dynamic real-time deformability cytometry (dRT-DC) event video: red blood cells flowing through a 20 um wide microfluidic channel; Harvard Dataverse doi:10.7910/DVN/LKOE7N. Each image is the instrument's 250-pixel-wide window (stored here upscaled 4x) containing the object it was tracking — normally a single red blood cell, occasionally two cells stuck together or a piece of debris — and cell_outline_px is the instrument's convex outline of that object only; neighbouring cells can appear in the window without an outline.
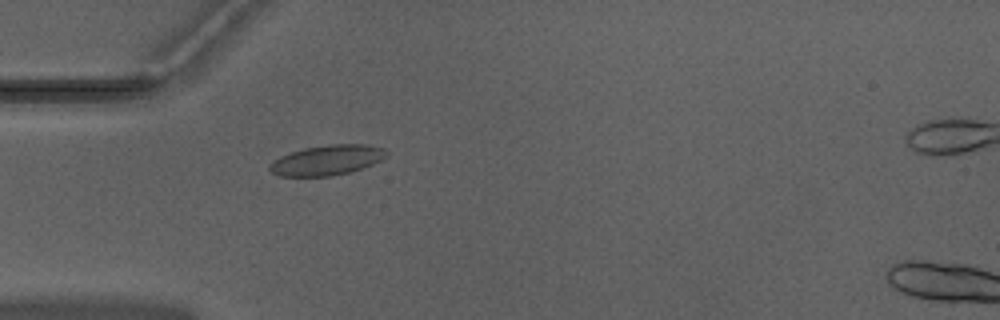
{"species": "Egyptian fruit bat (a non-hibernating species)", "species_latin": "Rousettus aegyptiacus", "temperature_condition": "warm", "stored_images_in_passage": 33, "camera_frame_rate_fps": 3000, "um_per_image_px": 0.085, "animal": {"sex": "male"}, "frame": {"image": 1, "passage_image": 2, "time_ms": 0.333, "image_size_px": [1000, 320], "cell_outline_px": [[388, 156], [372, 164], [348, 172], [332, 176], [280, 176], [272, 172], [268, 168], [268, 164], [272, 160], [280, 156], [304, 148], [328, 144], [368, 144], [384, 148], [388, 152]], "centroid_in_image_um": [27.79, 13.6], "position_along_channel_um": 57.2, "area_um2": 20.52}}
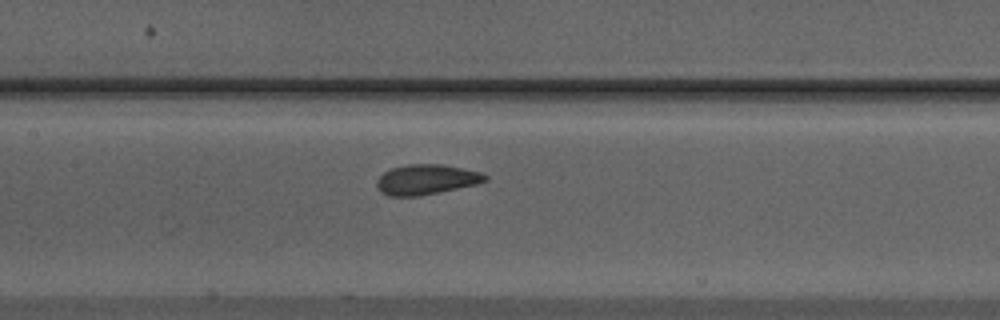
{"frame": {"image": 2, "passage_image": 11, "time_ms": 3.333, "image_size_px": [1000, 320], "cell_outline_px": [[488, 180], [476, 184], [440, 192], [420, 196], [388, 196], [380, 192], [376, 184], [376, 180], [384, 172], [392, 168], [408, 164], [444, 164], [484, 172], [488, 176]], "centroid_in_image_um": [36.26, 15.25], "position_along_channel_um": 171.1, "area_um2": 19.25}}
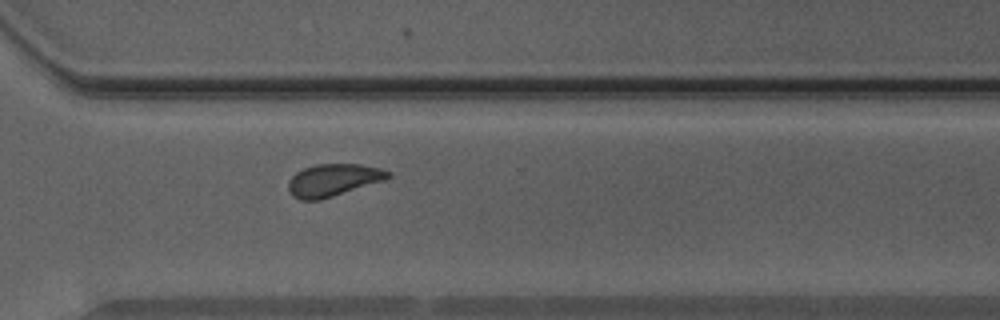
{"frame": {"image": 3, "passage_image": 24, "time_ms": 7.667, "image_size_px": [1000, 320], "cell_outline_px": [[392, 176], [384, 180], [320, 200], [300, 200], [292, 196], [288, 192], [288, 180], [296, 172], [304, 168], [316, 164], [360, 164], [380, 168], [392, 172]], "centroid_in_image_um": [28.3, 15.3], "position_along_channel_um": 342.3, "area_um2": 18.84}, "authors_computed_cell_mechanics": {"area_um2": 18.9584, "velocity_mm_per_s": 3.9507, "shape_relaxation_time_tau1_ms": 6.281, "shape_relaxation_time_tau2_ms": 0.9908, "deformation_change_tau1": 0.102, "deformation_change_tau2": 0.0429}}